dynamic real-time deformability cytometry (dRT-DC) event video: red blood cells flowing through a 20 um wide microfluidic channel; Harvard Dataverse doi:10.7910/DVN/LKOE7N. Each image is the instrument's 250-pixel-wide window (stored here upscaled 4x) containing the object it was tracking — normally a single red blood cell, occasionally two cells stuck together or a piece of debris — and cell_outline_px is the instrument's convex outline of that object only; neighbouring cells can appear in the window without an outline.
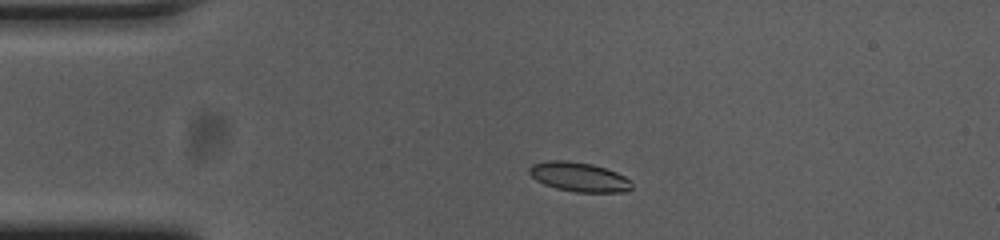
{"species": "common noctule bat (a hibernating species)", "species_latin": "Nyctalus noctula", "temperature_condition": "cold", "stored_images_in_passage": 50, "camera_frame_rate_fps": 3000, "um_per_image_px": 0.085, "animal": {"sex": "female", "body_mass_g": 23.0, "forearm_length_mm": 53.4}, "frame": {"image": 1, "passage_image": 7, "time_ms": 2.0, "image_size_px": [1000, 240], "cell_outline_px": [[632, 188], [628, 192], [576, 192], [556, 188], [544, 184], [536, 180], [528, 172], [528, 168], [532, 164], [544, 160], [568, 160], [592, 164], [616, 172], [632, 180]], "centroid_in_image_um": [49.22, 15.03], "position_along_channel_um": 35.8, "area_um2": 17.74}}
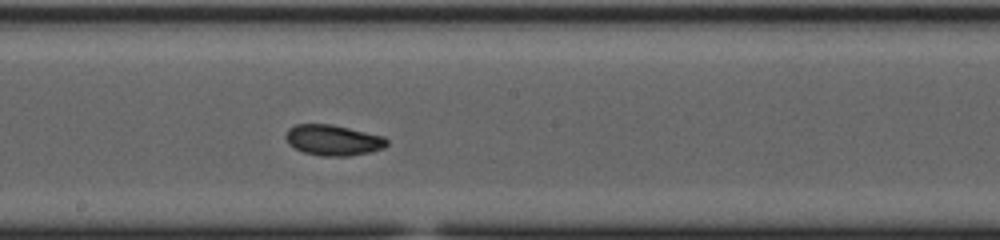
{"frame": {"image": 2, "passage_image": 25, "time_ms": 8.0, "image_size_px": [1000, 240], "cell_outline_px": [[388, 144], [384, 148], [372, 152], [348, 156], [320, 156], [304, 152], [288, 144], [284, 136], [288, 128], [296, 124], [332, 124], [384, 136], [388, 140]], "centroid_in_image_um": [28.32, 11.91], "position_along_channel_um": 219.9, "area_um2": 18.26}}
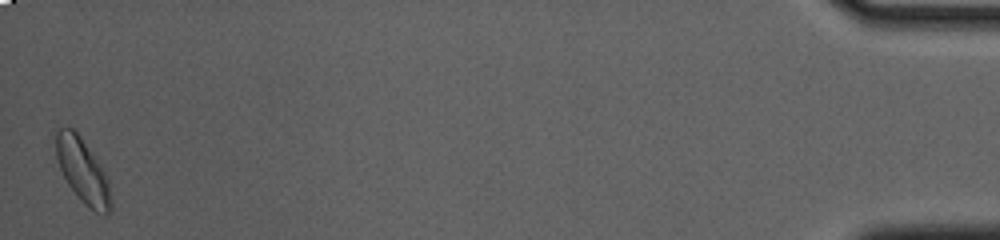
{"frame": {"image": 3, "passage_image": 50, "time_ms": 16.333, "image_size_px": [1000, 240], "cell_outline_px": [[112, 212], [96, 212], [88, 208], [80, 200], [68, 184], [60, 168], [56, 156], [56, 132], [60, 128], [72, 128], [80, 136], [104, 172], [108, 180], [112, 204]], "centroid_in_image_um": [7.03, 14.56], "position_along_channel_um": 428.2, "area_um2": 20.11}, "authors_computed_cell_mechanics": {"area_um2": 17.7157, "velocity_mm_per_s": 3.6682, "shape_relaxation_time_tau1_ms": 3.1154, "shape_relaxation_time_tau2_ms": 2.0359, "deformation_change_tau1": 0.131, "deformation_change_tau2": 0.0637}}